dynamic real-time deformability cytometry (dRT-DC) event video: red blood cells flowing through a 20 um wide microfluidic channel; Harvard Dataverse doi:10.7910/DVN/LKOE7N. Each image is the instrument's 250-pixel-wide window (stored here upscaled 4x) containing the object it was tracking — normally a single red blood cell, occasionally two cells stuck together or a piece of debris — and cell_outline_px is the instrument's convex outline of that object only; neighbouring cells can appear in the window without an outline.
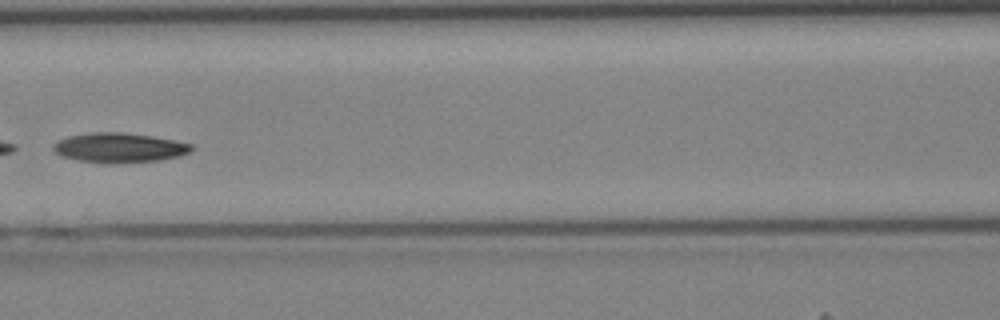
{"species": "Egyptian fruit bat (a non-hibernating species)", "species_latin": "Rousettus aegyptiacus", "temperature_condition": "cold", "stored_images_in_passage": 30, "camera_frame_rate_fps": 3000, "um_per_image_px": 0.085, "animal": {"sex": "female"}, "frame": {"image": 1, "passage_image": 9, "time_ms": 2.667, "image_size_px": [1000, 320], "cell_outline_px": [[192, 148], [188, 152], [176, 156], [160, 160], [112, 164], [76, 160], [64, 156], [56, 152], [52, 148], [52, 144], [68, 136], [88, 132], [124, 132], [152, 136], [192, 144]], "centroid_in_image_um": [10.09, 12.55], "position_along_channel_um": 156.5, "area_um2": 23.76}}